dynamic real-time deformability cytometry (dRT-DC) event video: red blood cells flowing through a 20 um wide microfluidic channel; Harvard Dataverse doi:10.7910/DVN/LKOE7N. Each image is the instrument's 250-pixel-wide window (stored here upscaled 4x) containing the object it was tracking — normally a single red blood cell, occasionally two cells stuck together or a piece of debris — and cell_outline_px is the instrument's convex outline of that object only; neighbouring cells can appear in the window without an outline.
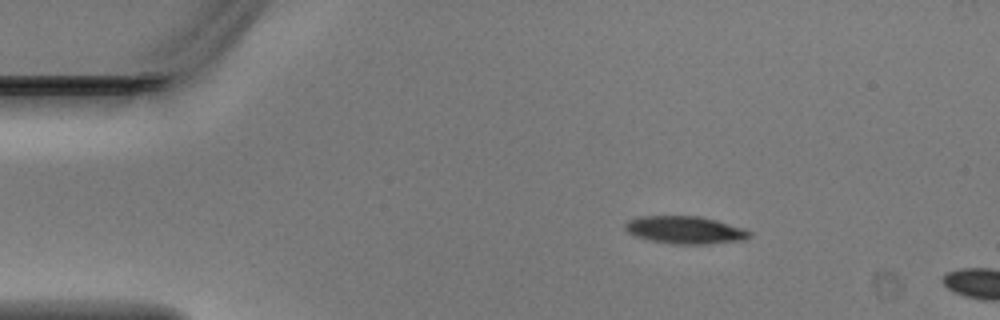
{"species": "Egyptian fruit bat (a non-hibernating species)", "species_latin": "Rousettus aegyptiacus", "temperature_condition": "warm", "stored_images_in_passage": 4, "camera_frame_rate_fps": 3000, "um_per_image_px": 0.085, "animal": {"sex": "male"}, "frame": {"image": 1, "passage_image": 3, "time_ms": 0.667, "image_size_px": [1000, 320], "cell_outline_px": [[752, 236], [744, 240], [704, 244], [676, 244], [652, 240], [636, 236], [628, 232], [624, 228], [624, 224], [628, 220], [640, 216], [700, 216], [716, 220], [752, 232]], "centroid_in_image_um": [58.22, 19.54], "position_along_channel_um": 26.8, "area_um2": 19.77}}